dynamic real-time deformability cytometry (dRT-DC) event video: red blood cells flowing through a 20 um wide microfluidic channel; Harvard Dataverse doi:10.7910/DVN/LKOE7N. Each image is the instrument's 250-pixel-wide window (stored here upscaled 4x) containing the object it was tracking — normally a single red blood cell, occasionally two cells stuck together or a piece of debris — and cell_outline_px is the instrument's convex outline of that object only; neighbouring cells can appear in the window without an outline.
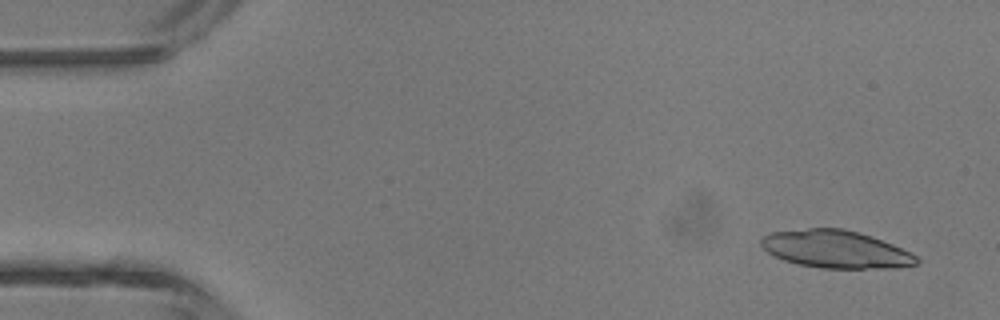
{"species": "common noctule bat (a hibernating species)", "species_latin": "Nyctalus noctula", "temperature_condition": "room temperature", "stored_images_in_passage": 5, "camera_frame_rate_fps": 3000, "um_per_image_px": 0.085, "animal": {"sex": "male", "body_mass_g": 13.3}, "frame": {"image": 1, "passage_image": 1, "time_ms": 0.0, "image_size_px": [1000, 320], "cell_outline_px": [[920, 264], [896, 268], [820, 268], [796, 264], [784, 260], [768, 252], [760, 244], [760, 240], [764, 236], [772, 232], [808, 228], [844, 228], [872, 236], [892, 244], [916, 256], [920, 260]], "centroid_in_image_um": [71.05, 21.19], "position_along_channel_um": 13.9, "area_um2": 34.1}}